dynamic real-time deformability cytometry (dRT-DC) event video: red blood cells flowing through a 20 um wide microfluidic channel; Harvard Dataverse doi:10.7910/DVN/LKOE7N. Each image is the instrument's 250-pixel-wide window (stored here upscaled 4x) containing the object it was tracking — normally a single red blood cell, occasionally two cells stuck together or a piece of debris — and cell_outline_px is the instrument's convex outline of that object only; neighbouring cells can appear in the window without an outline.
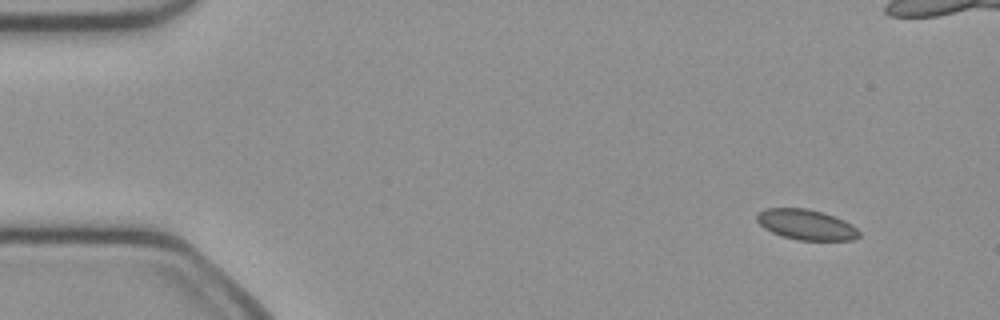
{"species": "common noctule bat (a hibernating species)", "species_latin": "Nyctalus noctula", "temperature_condition": "cold", "stored_images_in_passage": 48, "camera_frame_rate_fps": 3000, "um_per_image_px": 0.085, "animal": {"sex": "female", "body_mass_g": 21.9}, "frame": {"image": 1, "passage_image": 1, "time_ms": 0.0, "image_size_px": [1000, 320], "cell_outline_px": [[860, 236], [848, 240], [800, 240], [784, 236], [760, 224], [756, 220], [756, 216], [760, 212], [768, 208], [804, 208], [820, 212], [832, 216], [856, 228], [860, 232]], "centroid_in_image_um": [68.52, 19.09], "position_along_channel_um": 16.5, "area_um2": 17.28}}
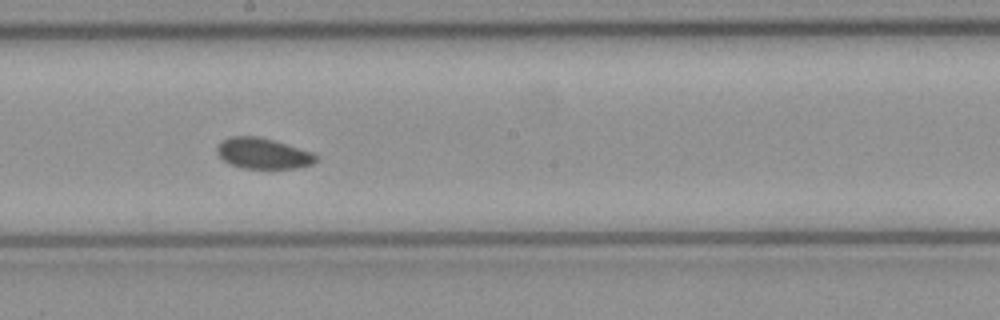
{"frame": {"image": 2, "passage_image": 24, "time_ms": 7.667, "image_size_px": [1000, 320], "cell_outline_px": [[316, 160], [312, 164], [288, 168], [248, 168], [232, 164], [224, 160], [220, 156], [216, 148], [224, 140], [232, 136], [256, 136], [272, 140], [312, 152], [316, 156]], "centroid_in_image_um": [22.35, 13.03], "position_along_channel_um": 225.9, "area_um2": 17.05}}
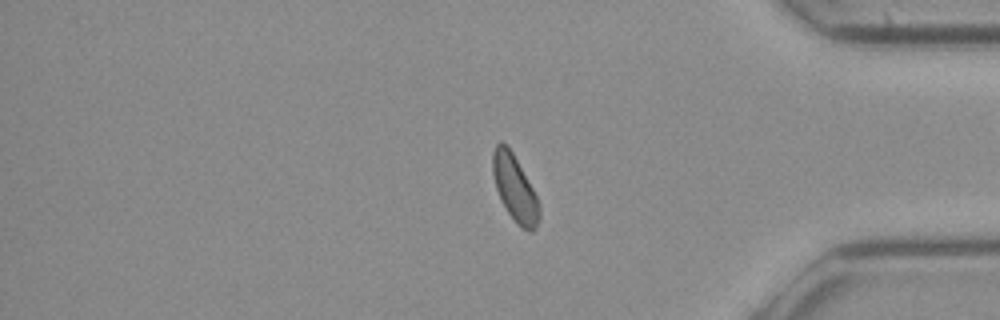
{"frame": {"image": 3, "passage_image": 38, "time_ms": 12.333, "image_size_px": [1000, 320], "cell_outline_px": [[540, 220], [532, 232], [524, 228], [508, 212], [496, 188], [492, 172], [492, 156], [496, 144], [500, 140], [512, 152], [532, 188], [536, 196], [540, 216]], "centroid_in_image_um": [43.74, 15.97], "position_along_channel_um": 391.5, "area_um2": 17.17}, "authors_computed_cell_mechanics": {"area_um2": 17.2822, "velocity_mm_per_s": 4.0773, "shape_relaxation_time_tau1_ms": null, "shape_relaxation_time_tau2_ms": 3.3844, "deformation_change_tau1": null, "deformation_change_tau2": 0.0629}}